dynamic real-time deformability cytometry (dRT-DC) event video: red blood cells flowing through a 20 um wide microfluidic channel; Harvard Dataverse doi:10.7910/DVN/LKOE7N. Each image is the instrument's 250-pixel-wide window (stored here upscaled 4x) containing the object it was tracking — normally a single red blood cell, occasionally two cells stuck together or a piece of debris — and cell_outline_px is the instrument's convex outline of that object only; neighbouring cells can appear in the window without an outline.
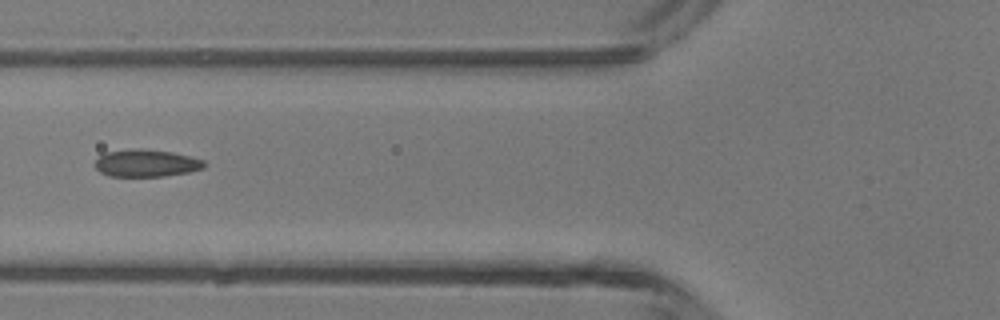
{"species": "common noctule bat (a hibernating species)", "species_latin": "Nyctalus noctula", "temperature_condition": "room temperature", "stored_images_in_passage": 7, "camera_frame_rate_fps": 3000, "um_per_image_px": 0.085, "animal": {"sex": "male", "body_mass_g": 13.3}, "frame": {"image": 1, "passage_image": 6, "time_ms": 1.667, "image_size_px": [1000, 320], "cell_outline_px": [[208, 164], [204, 168], [188, 172], [164, 176], [108, 176], [100, 172], [96, 168], [96, 160], [104, 152], [132, 148], [140, 148], [172, 152], [204, 160]], "centroid_in_image_um": [12.44, 13.86], "position_along_channel_um": 113.4, "area_um2": 17.46}}